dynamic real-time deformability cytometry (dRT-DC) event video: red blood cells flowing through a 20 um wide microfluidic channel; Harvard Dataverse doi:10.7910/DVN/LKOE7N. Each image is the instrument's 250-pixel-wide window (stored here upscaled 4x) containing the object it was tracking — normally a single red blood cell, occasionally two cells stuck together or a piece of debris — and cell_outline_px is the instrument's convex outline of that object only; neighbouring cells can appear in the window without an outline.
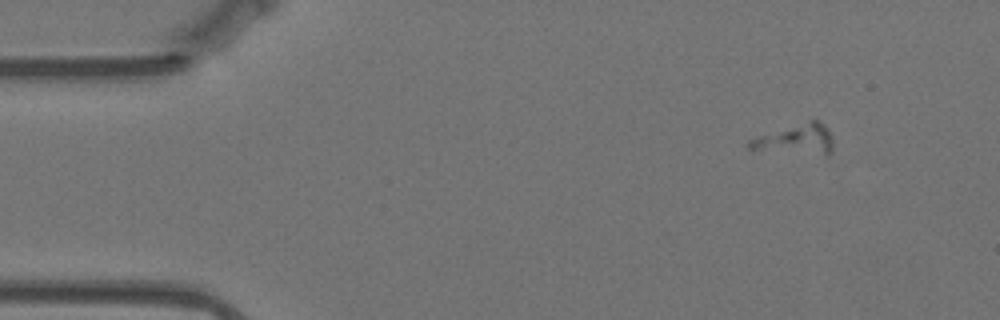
{"species": "Egyptian fruit bat (a non-hibernating species)", "species_latin": "Rousettus aegyptiacus", "temperature_condition": "warm", "stored_images_in_passage": 9, "camera_frame_rate_fps": 3000, "um_per_image_px": 0.085, "animal": {"sex": "female"}, "frame": {"image": 1, "passage_image": 1, "time_ms": 0.0, "image_size_px": [1000, 320], "cell_outline_px": [[832, 152], [828, 156], [748, 148], [744, 144], [748, 140], [760, 136], [812, 120], [816, 120], [828, 132], [832, 144]], "centroid_in_image_um": [67.66, 11.9], "position_along_channel_um": 17.3, "area_um2": 13.99}}